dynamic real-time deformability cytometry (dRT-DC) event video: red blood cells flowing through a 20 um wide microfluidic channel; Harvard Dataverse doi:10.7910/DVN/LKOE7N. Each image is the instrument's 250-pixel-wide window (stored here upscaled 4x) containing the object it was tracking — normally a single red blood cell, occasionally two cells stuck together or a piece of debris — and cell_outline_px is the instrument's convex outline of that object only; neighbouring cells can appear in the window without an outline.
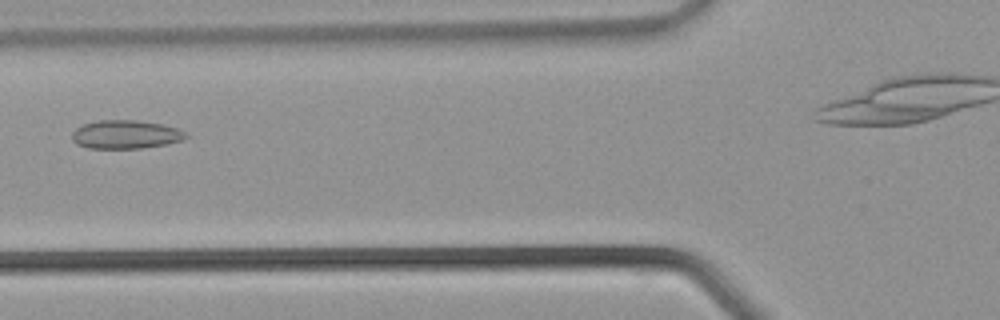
{"species": "common noctule bat (a hibernating species)", "species_latin": "Nyctalus noctula", "temperature_condition": "warm", "stored_images_in_passage": 22, "camera_frame_rate_fps": 3000, "um_per_image_px": 0.085, "animal": {"sex": "male", "body_mass_g": 21.5, "forearm_length_mm": 52.0}, "frame": {"image": 1, "passage_image": 6, "time_ms": 1.667, "image_size_px": [1000, 320], "cell_outline_px": [[188, 136], [180, 140], [164, 144], [140, 148], [88, 148], [76, 144], [72, 140], [72, 132], [76, 128], [84, 124], [96, 120], [136, 120], [164, 124], [188, 132]], "centroid_in_image_um": [10.66, 11.42], "position_along_channel_um": 115.1, "area_um2": 18.9}}
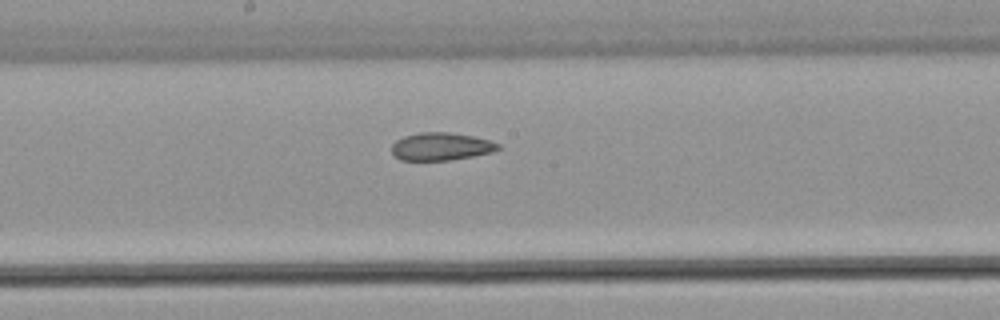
{"frame": {"image": 2, "passage_image": 11, "time_ms": 3.333, "image_size_px": [1000, 320], "cell_outline_px": [[500, 148], [492, 152], [472, 156], [448, 160], [400, 160], [392, 152], [392, 144], [396, 140], [404, 136], [420, 132], [448, 132], [472, 136], [488, 140], [500, 144]], "centroid_in_image_um": [37.47, 12.45], "position_along_channel_um": 210.7, "area_um2": 17.05}}
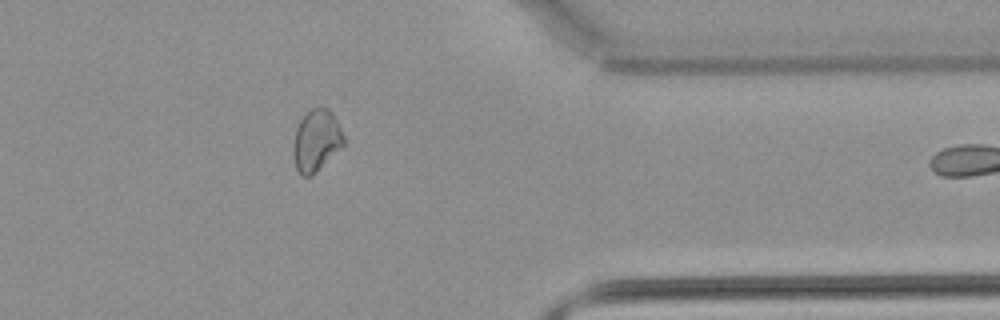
{"frame": {"image": 3, "passage_image": 21, "time_ms": 6.667, "image_size_px": [1000, 320], "cell_outline_px": [[344, 144], [312, 176], [300, 176], [296, 168], [292, 152], [292, 148], [296, 128], [300, 120], [312, 108], [328, 108], [332, 112], [344, 136]], "centroid_in_image_um": [26.86, 11.96], "position_along_channel_um": 384.5, "area_um2": 17.98}}